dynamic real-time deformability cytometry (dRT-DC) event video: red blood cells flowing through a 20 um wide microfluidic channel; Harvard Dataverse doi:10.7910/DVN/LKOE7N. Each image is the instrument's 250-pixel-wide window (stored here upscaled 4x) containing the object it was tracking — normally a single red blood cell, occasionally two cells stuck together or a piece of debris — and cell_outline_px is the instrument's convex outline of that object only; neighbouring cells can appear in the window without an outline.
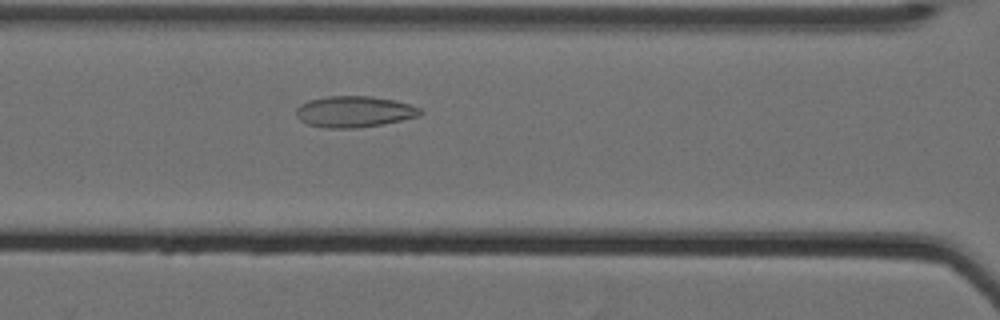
{"species": "Egyptian fruit bat (a non-hibernating species)", "species_latin": "Rousettus aegyptiacus", "temperature_condition": "cold", "stored_images_in_passage": 42, "camera_frame_rate_fps": 3000, "um_per_image_px": 0.085, "animal": {"sex": "female"}, "frame": {"image": 1, "passage_image": 17, "time_ms": 5.333, "image_size_px": [1000, 320], "cell_outline_px": [[424, 112], [420, 116], [380, 124], [356, 128], [328, 128], [308, 124], [300, 120], [296, 116], [296, 108], [300, 104], [308, 100], [328, 96], [368, 96], [392, 100], [408, 104], [420, 108]], "centroid_in_image_um": [30.08, 9.49], "position_along_channel_um": 136.5, "area_um2": 22.37}}
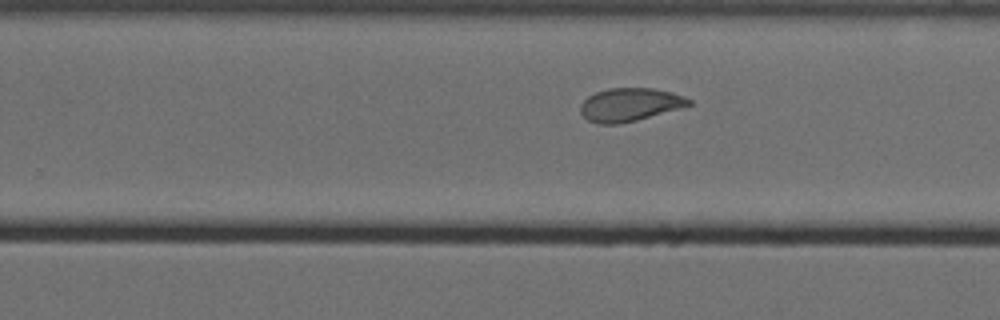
{"frame": {"image": 2, "passage_image": 29, "time_ms": 9.333, "image_size_px": [1000, 320], "cell_outline_px": [[692, 104], [636, 120], [616, 124], [596, 124], [588, 120], [580, 112], [580, 104], [588, 96], [596, 92], [608, 88], [652, 88], [672, 92], [692, 100]], "centroid_in_image_um": [53.49, 8.89], "position_along_channel_um": 276.3, "area_um2": 20.75}}
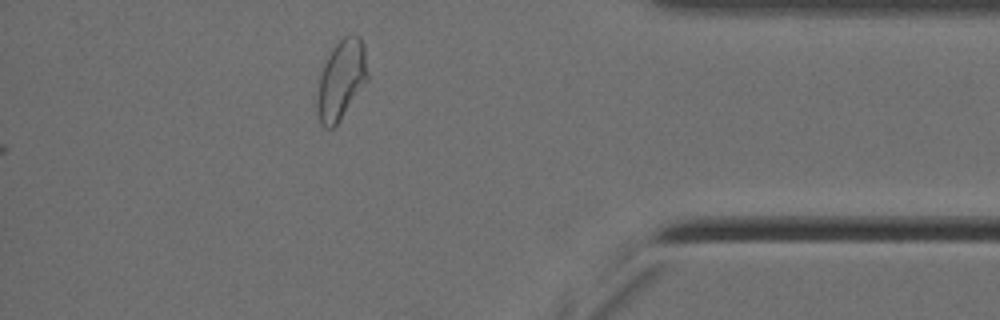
{"frame": {"image": 3, "passage_image": 42, "time_ms": 13.667, "image_size_px": [1000, 320], "cell_outline_px": [[368, 80], [336, 124], [332, 128], [324, 128], [320, 124], [316, 112], [316, 96], [320, 76], [328, 56], [336, 44], [344, 36], [360, 36], [364, 44], [368, 72]], "centroid_in_image_um": [29.0, 6.8], "position_along_channel_um": 406.2, "area_um2": 23.18}, "authors_computed_cell_mechanics": {"area_um2": 21.7328, "velocity_mm_per_s": 3.493, "shape_relaxation_time_tau1_ms": null, "shape_relaxation_time_tau2_ms": 1.4454, "deformation_change_tau1": null, "deformation_change_tau2": 0.0761}}